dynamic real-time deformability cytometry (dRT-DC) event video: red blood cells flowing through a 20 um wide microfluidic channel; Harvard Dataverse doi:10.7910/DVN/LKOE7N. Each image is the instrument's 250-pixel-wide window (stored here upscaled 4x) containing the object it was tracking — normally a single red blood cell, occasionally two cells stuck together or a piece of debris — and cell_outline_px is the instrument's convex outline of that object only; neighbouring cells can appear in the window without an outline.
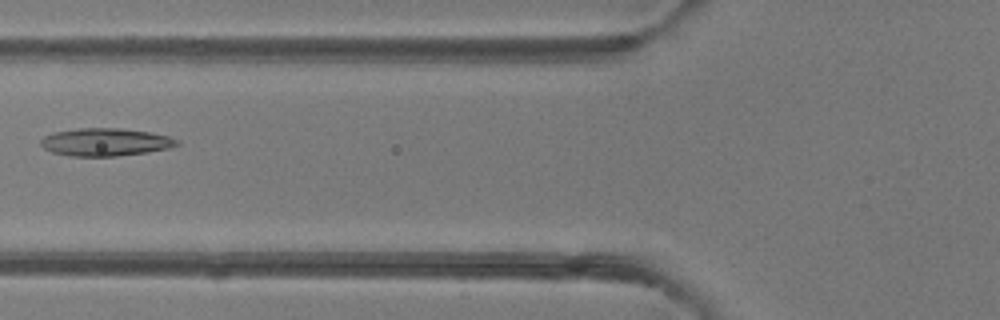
{"species": "common noctule bat (a hibernating species)", "species_latin": "Nyctalus noctula", "temperature_condition": "room temperature", "stored_images_in_passage": 6, "camera_frame_rate_fps": 3000, "um_per_image_px": 0.085, "animal": {"sex": "female"}, "frame": {"image": 1, "passage_image": 5, "time_ms": 4.667, "image_size_px": [1000, 320], "cell_outline_px": [[180, 144], [168, 148], [144, 152], [116, 156], [68, 156], [52, 152], [44, 148], [40, 144], [40, 140], [44, 136], [52, 132], [80, 128], [120, 128], [148, 132], [168, 136], [180, 140]], "centroid_in_image_um": [8.92, 12.07], "position_along_channel_um": 116.9, "area_um2": 21.96}}
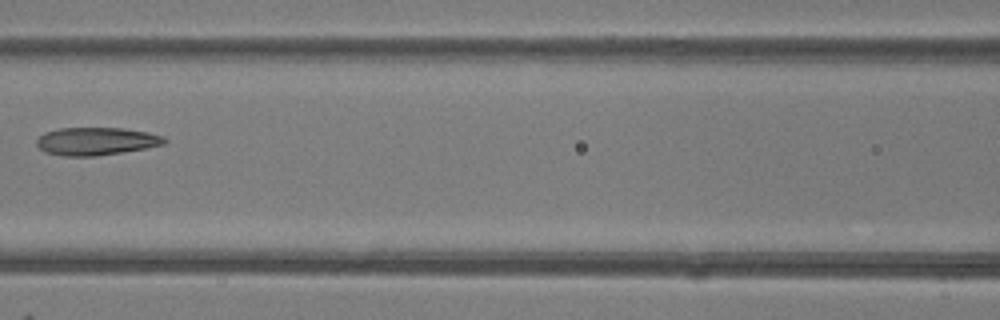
{"frame": {"image": 2, "passage_image": 6, "time_ms": 5.667, "image_size_px": [1000, 320], "cell_outline_px": [[168, 140], [164, 144], [144, 148], [96, 156], [64, 156], [44, 152], [36, 144], [36, 140], [44, 132], [60, 128], [124, 128], [148, 132], [164, 136]], "centroid_in_image_um": [8.17, 12.0], "position_along_channel_um": 158.4, "area_um2": 20.69}}